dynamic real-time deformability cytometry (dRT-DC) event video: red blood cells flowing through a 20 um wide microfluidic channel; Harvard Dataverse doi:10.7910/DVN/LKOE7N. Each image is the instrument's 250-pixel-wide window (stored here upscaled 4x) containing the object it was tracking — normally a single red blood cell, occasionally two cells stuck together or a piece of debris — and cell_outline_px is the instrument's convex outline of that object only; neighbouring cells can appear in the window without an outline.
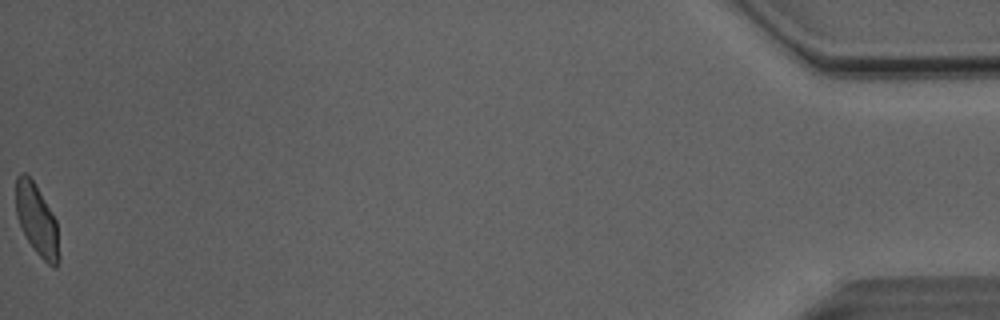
{"species": "Egyptian fruit bat (a non-hibernating species)", "species_latin": "Rousettus aegyptiacus", "temperature_condition": "room temperature", "stored_images_in_passage": 38, "camera_frame_rate_fps": 3000, "um_per_image_px": 0.085, "animal": {"sex": "male"}, "frame": {"image": 1, "passage_image": 38, "time_ms": 12.333, "image_size_px": [1000, 320], "cell_outline_px": [[60, 260], [56, 268], [52, 268], [36, 252], [28, 240], [16, 216], [16, 176], [20, 172], [24, 172], [36, 184], [56, 220], [60, 256]], "centroid_in_image_um": [3.15, 18.71], "position_along_channel_um": 432.1, "area_um2": 17.92}, "authors_computed_cell_mechanics": {"area_um2": 18.9584, "velocity_mm_per_s": 4.0816, "shape_relaxation_time_tau1_ms": 4.6763, "shape_relaxation_time_tau2_ms": 0.9988, "deformation_change_tau1": 0.1153, "deformation_change_tau2": 0.053}}